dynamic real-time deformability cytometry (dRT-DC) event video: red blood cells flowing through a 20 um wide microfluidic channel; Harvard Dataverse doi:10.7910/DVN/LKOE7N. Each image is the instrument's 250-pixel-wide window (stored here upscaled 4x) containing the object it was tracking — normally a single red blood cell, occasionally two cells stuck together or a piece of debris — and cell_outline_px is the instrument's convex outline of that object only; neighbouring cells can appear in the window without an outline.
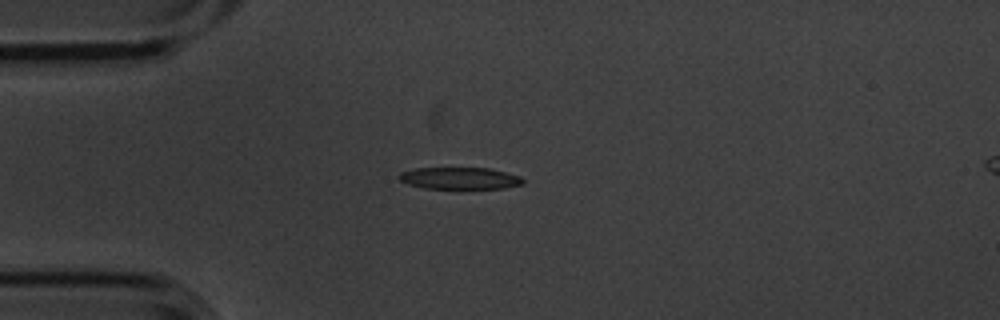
{"species": "common noctule bat (a hibernating species)", "species_latin": "Nyctalus noctula", "temperature_condition": "cold", "stored_images_in_passage": 6, "camera_frame_rate_fps": 3000, "um_per_image_px": 0.085, "animal": {"sex": "male", "body_mass_g": 20.1, "forearm_length_mm": 53.5}, "frame": {"image": 1, "passage_image": 3, "time_ms": 0.667, "image_size_px": [1000, 320], "cell_outline_px": [[524, 184], [504, 188], [424, 188], [408, 184], [400, 180], [396, 176], [400, 172], [416, 168], [488, 168], [520, 176], [524, 180]], "centroid_in_image_um": [39.05, 15.15], "position_along_channel_um": 45.9, "area_um2": 15.72}}
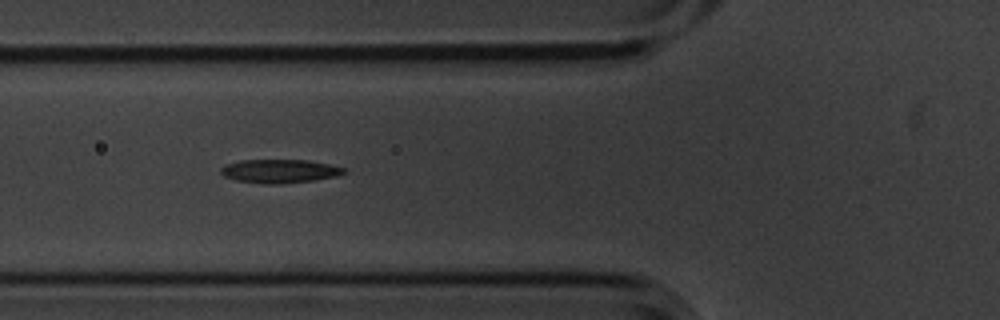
{"frame": {"image": 2, "passage_image": 5, "time_ms": 1.333, "image_size_px": [1000, 320], "cell_outline_px": [[348, 172], [336, 176], [316, 180], [280, 184], [264, 184], [236, 180], [224, 176], [220, 172], [220, 168], [224, 164], [240, 160], [308, 160], [328, 164], [344, 168]], "centroid_in_image_um": [23.75, 14.55], "position_along_channel_um": 102.1, "area_um2": 17.05}}
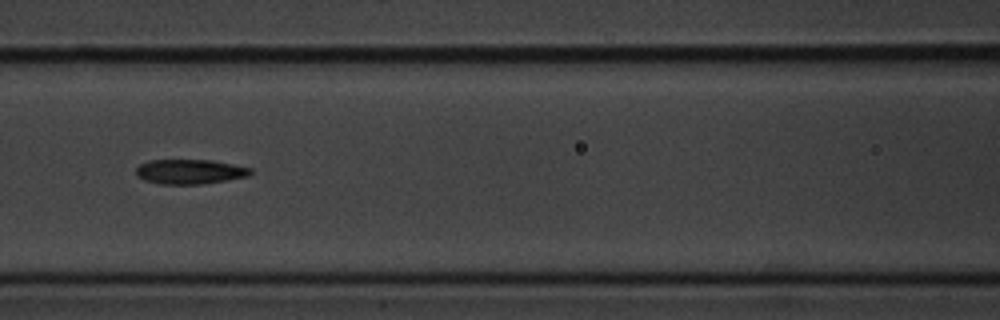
{"frame": {"image": 3, "passage_image": 6, "time_ms": 1.667, "image_size_px": [1000, 320], "cell_outline_px": [[252, 172], [248, 176], [200, 184], [160, 184], [144, 180], [136, 176], [136, 168], [140, 164], [148, 160], [212, 160], [252, 168]], "centroid_in_image_um": [16.1, 14.58], "position_along_channel_um": 150.5, "area_um2": 16.42}}